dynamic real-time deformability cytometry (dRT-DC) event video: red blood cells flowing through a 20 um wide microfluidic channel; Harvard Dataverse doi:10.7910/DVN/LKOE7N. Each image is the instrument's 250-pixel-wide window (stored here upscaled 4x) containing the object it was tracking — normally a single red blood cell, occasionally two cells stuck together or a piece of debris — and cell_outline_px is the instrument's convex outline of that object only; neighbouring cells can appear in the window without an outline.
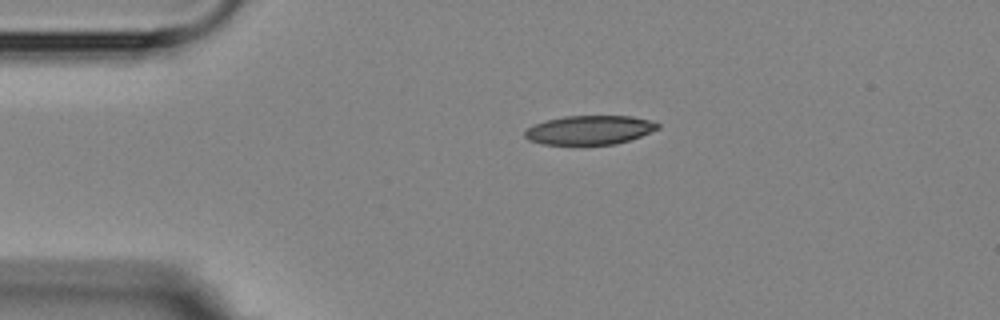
{"species": "Egyptian fruit bat (a non-hibernating species)", "species_latin": "Rousettus aegyptiacus", "temperature_condition": "room temperature", "stored_images_in_passage": 5, "camera_frame_rate_fps": 3000, "um_per_image_px": 0.085, "animal": {"sex": "female"}, "frame": {"image": 1, "passage_image": 5, "time_ms": 4.667, "image_size_px": [1000, 320], "cell_outline_px": [[660, 128], [640, 136], [616, 144], [580, 148], [572, 148], [540, 144], [528, 140], [524, 136], [524, 132], [532, 124], [544, 120], [564, 116], [632, 116], [648, 120], [660, 124]], "centroid_in_image_um": [50.01, 11.11], "position_along_channel_um": 35.0, "area_um2": 23.7}}